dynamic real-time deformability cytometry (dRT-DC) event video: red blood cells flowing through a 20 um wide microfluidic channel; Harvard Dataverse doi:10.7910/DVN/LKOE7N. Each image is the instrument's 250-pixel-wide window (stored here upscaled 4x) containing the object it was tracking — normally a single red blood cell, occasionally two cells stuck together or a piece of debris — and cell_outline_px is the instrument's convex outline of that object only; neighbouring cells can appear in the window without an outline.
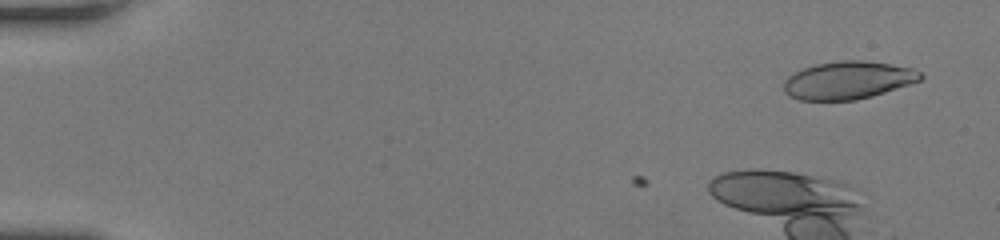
{"species": "human", "species_latin": "Homo sapiens", "temperature_condition": "room temperature", "stored_images_in_passage": 16, "camera_frame_rate_fps": 3000, "um_per_image_px": 0.085, "donor": {"sex": "female"}, "frame": {"image": 1, "passage_image": 3, "time_ms": 0.667, "image_size_px": [1000, 240], "cell_outline_px": [[924, 76], [920, 80], [872, 96], [856, 100], [800, 100], [788, 96], [784, 92], [784, 80], [788, 76], [804, 68], [816, 64], [840, 60], [864, 60], [912, 68], [920, 72]], "centroid_in_image_um": [72.05, 6.82], "position_along_channel_um": 13.0, "area_um2": 29.94}}